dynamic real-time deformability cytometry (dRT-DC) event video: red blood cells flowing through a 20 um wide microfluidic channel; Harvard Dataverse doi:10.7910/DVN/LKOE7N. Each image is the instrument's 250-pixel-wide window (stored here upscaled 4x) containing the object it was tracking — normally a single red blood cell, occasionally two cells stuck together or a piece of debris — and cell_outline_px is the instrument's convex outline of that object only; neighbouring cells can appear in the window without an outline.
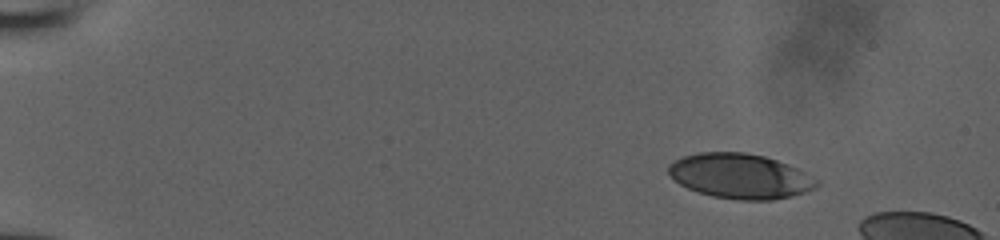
{"species": "human", "species_latin": "Homo sapiens", "temperature_condition": "room temperature", "stored_images_in_passage": 11, "camera_frame_rate_fps": 3000, "um_per_image_px": 0.085, "donor": {"sex": "male"}, "frame": {"image": 1, "passage_image": 1, "time_ms": 0.0, "image_size_px": [1000, 240], "cell_outline_px": [[820, 184], [816, 188], [792, 196], [772, 200], [736, 200], [712, 196], [688, 188], [680, 184], [668, 172], [668, 164], [684, 156], [696, 152], [744, 152], [764, 156], [788, 164], [820, 180]], "centroid_in_image_um": [62.94, 14.97], "position_along_channel_um": 22.1, "area_um2": 38.78}}